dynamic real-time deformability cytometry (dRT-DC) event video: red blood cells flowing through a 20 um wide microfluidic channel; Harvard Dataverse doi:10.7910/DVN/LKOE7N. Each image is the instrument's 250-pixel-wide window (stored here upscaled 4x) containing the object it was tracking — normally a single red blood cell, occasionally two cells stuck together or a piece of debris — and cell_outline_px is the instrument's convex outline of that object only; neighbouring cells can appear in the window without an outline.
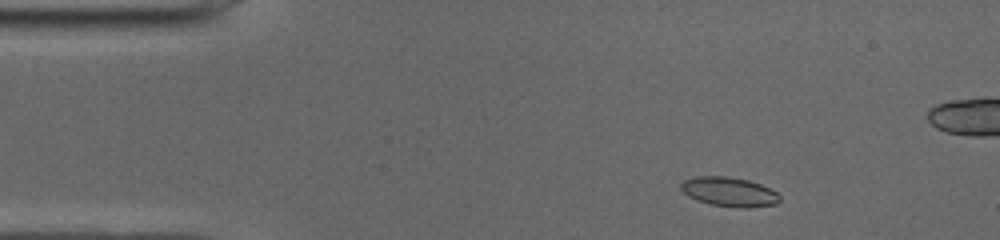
{"species": "common noctule bat (a hibernating species)", "species_latin": "Nyctalus noctula", "temperature_condition": "cold", "stored_images_in_passage": 49, "camera_frame_rate_fps": 3000, "um_per_image_px": 0.085, "animal": {"sex": "male", "body_mass_g": 19.0, "forearm_length_mm": 50.8}, "frame": {"image": 1, "passage_image": 5, "time_ms": 1.333, "image_size_px": [1000, 240], "cell_outline_px": [[780, 200], [776, 204], [748, 208], [736, 208], [708, 204], [696, 200], [688, 196], [680, 188], [680, 184], [684, 180], [696, 176], [728, 176], [748, 180], [760, 184], [776, 192], [780, 196]], "centroid_in_image_um": [61.96, 16.31], "position_along_channel_um": 23.0, "area_um2": 17.05}}
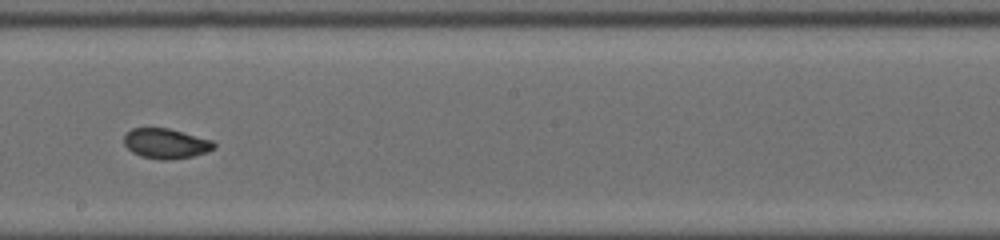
{"frame": {"image": 2, "passage_image": 26, "time_ms": 8.333, "image_size_px": [1000, 240], "cell_outline_px": [[216, 148], [192, 156], [168, 160], [160, 160], [140, 156], [132, 152], [124, 144], [124, 136], [132, 128], [168, 128], [212, 140], [216, 144]], "centroid_in_image_um": [14.09, 12.2], "position_along_channel_um": 234.1, "area_um2": 15.66}}
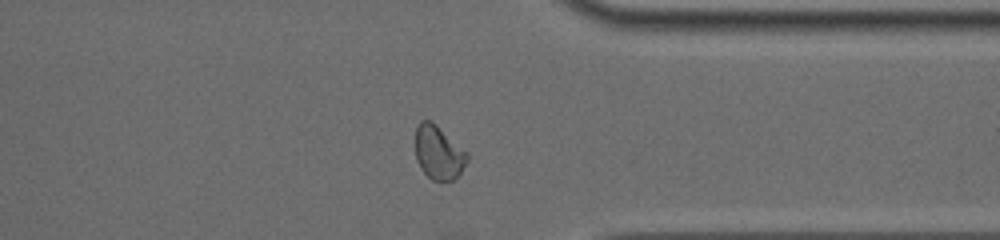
{"frame": {"image": 3, "passage_image": 37, "time_ms": 12.0, "image_size_px": [1000, 240], "cell_outline_px": [[468, 160], [460, 172], [452, 180], [440, 184], [432, 180], [420, 168], [416, 160], [416, 128], [420, 120], [428, 120], [436, 124], [468, 152]], "centroid_in_image_um": [37.28, 12.99], "position_along_channel_um": 374.1, "area_um2": 16.42}, "authors_computed_cell_mechanics": {"area_um2": 16.5886, "velocity_mm_per_s": 3.9456, "shape_relaxation_time_tau1_ms": null, "shape_relaxation_time_tau2_ms": 1.153, "deformation_change_tau1": null, "deformation_change_tau2": 0.0508}}